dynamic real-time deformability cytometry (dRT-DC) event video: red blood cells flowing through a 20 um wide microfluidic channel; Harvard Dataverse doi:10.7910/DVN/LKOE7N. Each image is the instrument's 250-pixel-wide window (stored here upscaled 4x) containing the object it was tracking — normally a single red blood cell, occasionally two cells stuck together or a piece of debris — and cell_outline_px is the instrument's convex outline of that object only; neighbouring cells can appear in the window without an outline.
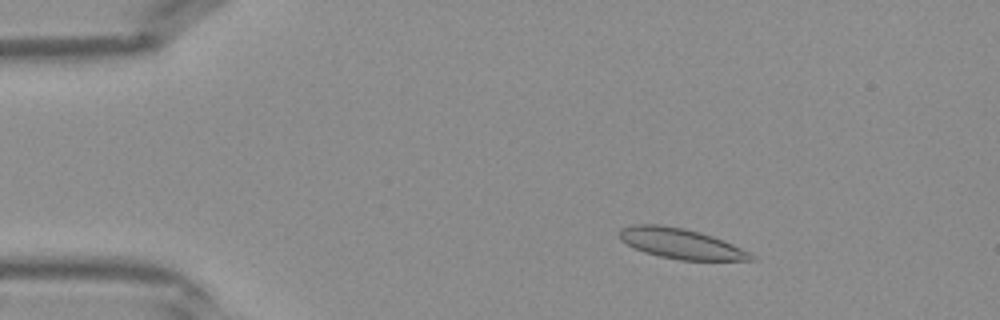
{"species": "Egyptian fruit bat (a non-hibernating species)", "species_latin": "Rousettus aegyptiacus", "temperature_condition": "warm", "stored_images_in_passage": 36, "camera_frame_rate_fps": 3000, "um_per_image_px": 0.085, "frame": {"image": 1, "passage_image": 1, "time_ms": 0.0, "image_size_px": [1000, 320], "cell_outline_px": [[756, 260], [680, 260], [660, 256], [644, 252], [620, 240], [620, 228], [632, 224], [660, 224], [684, 228], [700, 232], [724, 240], [756, 256]], "centroid_in_image_um": [57.86, 20.69], "position_along_channel_um": 27.1, "area_um2": 23.12}}
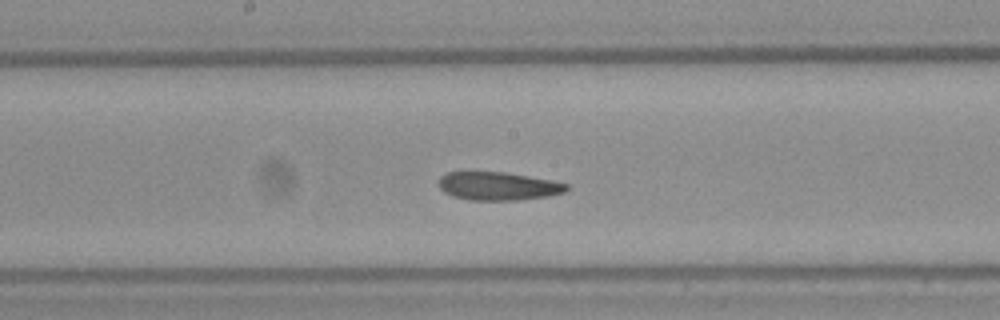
{"frame": {"image": 2, "passage_image": 16, "time_ms": 5.0, "image_size_px": [1000, 320], "cell_outline_px": [[568, 188], [564, 192], [548, 196], [516, 200], [468, 200], [452, 196], [444, 192], [440, 188], [440, 176], [448, 172], [504, 172], [552, 180], [568, 184]], "centroid_in_image_um": [42.33, 15.82], "position_along_channel_um": 205.9, "area_um2": 20.92}}
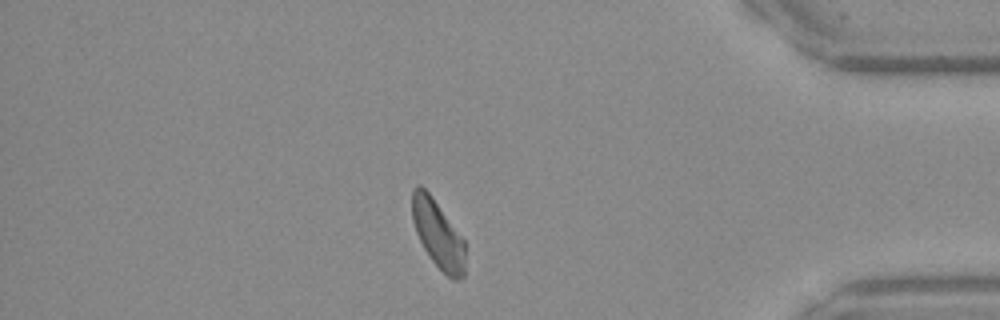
{"frame": {"image": 3, "passage_image": 30, "time_ms": 9.667, "image_size_px": [1000, 320], "cell_outline_px": [[464, 276], [460, 280], [452, 280], [432, 260], [424, 248], [416, 232], [412, 220], [412, 188], [420, 184], [432, 196], [464, 240]], "centroid_in_image_um": [37.21, 19.89], "position_along_channel_um": 398.0, "area_um2": 20.69}}